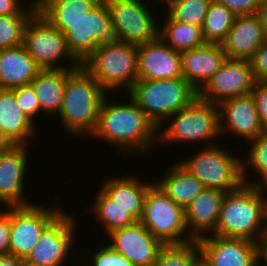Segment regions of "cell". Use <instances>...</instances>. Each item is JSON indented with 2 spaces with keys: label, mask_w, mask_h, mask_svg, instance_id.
Masks as SVG:
<instances>
[{
  "label": "cell",
  "mask_w": 267,
  "mask_h": 266,
  "mask_svg": "<svg viewBox=\"0 0 267 266\" xmlns=\"http://www.w3.org/2000/svg\"><path fill=\"white\" fill-rule=\"evenodd\" d=\"M266 41L256 14L236 16L221 46L230 59L250 60Z\"/></svg>",
  "instance_id": "21"
},
{
  "label": "cell",
  "mask_w": 267,
  "mask_h": 266,
  "mask_svg": "<svg viewBox=\"0 0 267 266\" xmlns=\"http://www.w3.org/2000/svg\"><path fill=\"white\" fill-rule=\"evenodd\" d=\"M200 261L197 240L184 244L164 245L153 266H196Z\"/></svg>",
  "instance_id": "33"
},
{
  "label": "cell",
  "mask_w": 267,
  "mask_h": 266,
  "mask_svg": "<svg viewBox=\"0 0 267 266\" xmlns=\"http://www.w3.org/2000/svg\"><path fill=\"white\" fill-rule=\"evenodd\" d=\"M256 15L258 16L262 29H263V33H264V37L267 41V0H263Z\"/></svg>",
  "instance_id": "43"
},
{
  "label": "cell",
  "mask_w": 267,
  "mask_h": 266,
  "mask_svg": "<svg viewBox=\"0 0 267 266\" xmlns=\"http://www.w3.org/2000/svg\"><path fill=\"white\" fill-rule=\"evenodd\" d=\"M128 94L157 128L198 97V91L183 77L137 80Z\"/></svg>",
  "instance_id": "6"
},
{
  "label": "cell",
  "mask_w": 267,
  "mask_h": 266,
  "mask_svg": "<svg viewBox=\"0 0 267 266\" xmlns=\"http://www.w3.org/2000/svg\"><path fill=\"white\" fill-rule=\"evenodd\" d=\"M212 0H172L166 13L180 23L202 27Z\"/></svg>",
  "instance_id": "34"
},
{
  "label": "cell",
  "mask_w": 267,
  "mask_h": 266,
  "mask_svg": "<svg viewBox=\"0 0 267 266\" xmlns=\"http://www.w3.org/2000/svg\"><path fill=\"white\" fill-rule=\"evenodd\" d=\"M90 207L93 217L98 221L97 224L101 223L106 235L115 229L131 226L137 222L126 209L109 198L100 188Z\"/></svg>",
  "instance_id": "30"
},
{
  "label": "cell",
  "mask_w": 267,
  "mask_h": 266,
  "mask_svg": "<svg viewBox=\"0 0 267 266\" xmlns=\"http://www.w3.org/2000/svg\"><path fill=\"white\" fill-rule=\"evenodd\" d=\"M29 145H12L0 150V203L2 207L28 206L35 202L24 198L28 170ZM4 204V205H3Z\"/></svg>",
  "instance_id": "16"
},
{
  "label": "cell",
  "mask_w": 267,
  "mask_h": 266,
  "mask_svg": "<svg viewBox=\"0 0 267 266\" xmlns=\"http://www.w3.org/2000/svg\"><path fill=\"white\" fill-rule=\"evenodd\" d=\"M236 16L256 14L263 0H217Z\"/></svg>",
  "instance_id": "38"
},
{
  "label": "cell",
  "mask_w": 267,
  "mask_h": 266,
  "mask_svg": "<svg viewBox=\"0 0 267 266\" xmlns=\"http://www.w3.org/2000/svg\"><path fill=\"white\" fill-rule=\"evenodd\" d=\"M36 125L18 107L13 90L0 89V128L6 138L13 145L31 146Z\"/></svg>",
  "instance_id": "23"
},
{
  "label": "cell",
  "mask_w": 267,
  "mask_h": 266,
  "mask_svg": "<svg viewBox=\"0 0 267 266\" xmlns=\"http://www.w3.org/2000/svg\"><path fill=\"white\" fill-rule=\"evenodd\" d=\"M35 3L36 0H0V16L25 14Z\"/></svg>",
  "instance_id": "42"
},
{
  "label": "cell",
  "mask_w": 267,
  "mask_h": 266,
  "mask_svg": "<svg viewBox=\"0 0 267 266\" xmlns=\"http://www.w3.org/2000/svg\"><path fill=\"white\" fill-rule=\"evenodd\" d=\"M110 245L134 266H153L164 244L139 221L106 235Z\"/></svg>",
  "instance_id": "17"
},
{
  "label": "cell",
  "mask_w": 267,
  "mask_h": 266,
  "mask_svg": "<svg viewBox=\"0 0 267 266\" xmlns=\"http://www.w3.org/2000/svg\"><path fill=\"white\" fill-rule=\"evenodd\" d=\"M13 144L6 138L0 128V150L10 148Z\"/></svg>",
  "instance_id": "46"
},
{
  "label": "cell",
  "mask_w": 267,
  "mask_h": 266,
  "mask_svg": "<svg viewBox=\"0 0 267 266\" xmlns=\"http://www.w3.org/2000/svg\"><path fill=\"white\" fill-rule=\"evenodd\" d=\"M196 266H205V265L201 261H199Z\"/></svg>",
  "instance_id": "50"
},
{
  "label": "cell",
  "mask_w": 267,
  "mask_h": 266,
  "mask_svg": "<svg viewBox=\"0 0 267 266\" xmlns=\"http://www.w3.org/2000/svg\"><path fill=\"white\" fill-rule=\"evenodd\" d=\"M183 78L197 91L217 72L227 59L221 44L203 46L180 53Z\"/></svg>",
  "instance_id": "20"
},
{
  "label": "cell",
  "mask_w": 267,
  "mask_h": 266,
  "mask_svg": "<svg viewBox=\"0 0 267 266\" xmlns=\"http://www.w3.org/2000/svg\"><path fill=\"white\" fill-rule=\"evenodd\" d=\"M96 250L92 256L93 260L89 263L90 266H134L131 261L106 243Z\"/></svg>",
  "instance_id": "37"
},
{
  "label": "cell",
  "mask_w": 267,
  "mask_h": 266,
  "mask_svg": "<svg viewBox=\"0 0 267 266\" xmlns=\"http://www.w3.org/2000/svg\"><path fill=\"white\" fill-rule=\"evenodd\" d=\"M137 61L136 45L113 40L100 44L82 67L107 92L125 89L128 93L138 80Z\"/></svg>",
  "instance_id": "5"
},
{
  "label": "cell",
  "mask_w": 267,
  "mask_h": 266,
  "mask_svg": "<svg viewBox=\"0 0 267 266\" xmlns=\"http://www.w3.org/2000/svg\"><path fill=\"white\" fill-rule=\"evenodd\" d=\"M71 55L82 65L102 43L115 40L105 0H100L64 33Z\"/></svg>",
  "instance_id": "11"
},
{
  "label": "cell",
  "mask_w": 267,
  "mask_h": 266,
  "mask_svg": "<svg viewBox=\"0 0 267 266\" xmlns=\"http://www.w3.org/2000/svg\"><path fill=\"white\" fill-rule=\"evenodd\" d=\"M250 63L256 82L267 81V41L256 50Z\"/></svg>",
  "instance_id": "40"
},
{
  "label": "cell",
  "mask_w": 267,
  "mask_h": 266,
  "mask_svg": "<svg viewBox=\"0 0 267 266\" xmlns=\"http://www.w3.org/2000/svg\"><path fill=\"white\" fill-rule=\"evenodd\" d=\"M107 179L99 188L119 206L126 209L137 221H140L146 192L153 183L141 181L140 176L127 175L125 177V174L124 177L112 176Z\"/></svg>",
  "instance_id": "25"
},
{
  "label": "cell",
  "mask_w": 267,
  "mask_h": 266,
  "mask_svg": "<svg viewBox=\"0 0 267 266\" xmlns=\"http://www.w3.org/2000/svg\"><path fill=\"white\" fill-rule=\"evenodd\" d=\"M20 258L13 254L0 255V266H19Z\"/></svg>",
  "instance_id": "44"
},
{
  "label": "cell",
  "mask_w": 267,
  "mask_h": 266,
  "mask_svg": "<svg viewBox=\"0 0 267 266\" xmlns=\"http://www.w3.org/2000/svg\"><path fill=\"white\" fill-rule=\"evenodd\" d=\"M165 22L159 27L158 37L176 52L191 50L206 44L202 27L174 21L167 13H164Z\"/></svg>",
  "instance_id": "29"
},
{
  "label": "cell",
  "mask_w": 267,
  "mask_h": 266,
  "mask_svg": "<svg viewBox=\"0 0 267 266\" xmlns=\"http://www.w3.org/2000/svg\"><path fill=\"white\" fill-rule=\"evenodd\" d=\"M174 164V165H173ZM168 169L161 180L154 182L178 206L186 208L190 202L205 190L204 184L190 174L177 161Z\"/></svg>",
  "instance_id": "27"
},
{
  "label": "cell",
  "mask_w": 267,
  "mask_h": 266,
  "mask_svg": "<svg viewBox=\"0 0 267 266\" xmlns=\"http://www.w3.org/2000/svg\"><path fill=\"white\" fill-rule=\"evenodd\" d=\"M19 266H39V265L32 263L27 259H20Z\"/></svg>",
  "instance_id": "48"
},
{
  "label": "cell",
  "mask_w": 267,
  "mask_h": 266,
  "mask_svg": "<svg viewBox=\"0 0 267 266\" xmlns=\"http://www.w3.org/2000/svg\"><path fill=\"white\" fill-rule=\"evenodd\" d=\"M44 205L11 207L10 254L26 259L45 228L62 212L56 205L55 209Z\"/></svg>",
  "instance_id": "12"
},
{
  "label": "cell",
  "mask_w": 267,
  "mask_h": 266,
  "mask_svg": "<svg viewBox=\"0 0 267 266\" xmlns=\"http://www.w3.org/2000/svg\"><path fill=\"white\" fill-rule=\"evenodd\" d=\"M108 96L101 104L97 125L90 138L106 141L121 154L149 155L155 141L158 144L157 126L130 96L127 104L126 101L112 102Z\"/></svg>",
  "instance_id": "1"
},
{
  "label": "cell",
  "mask_w": 267,
  "mask_h": 266,
  "mask_svg": "<svg viewBox=\"0 0 267 266\" xmlns=\"http://www.w3.org/2000/svg\"><path fill=\"white\" fill-rule=\"evenodd\" d=\"M139 222L164 245L195 240L187 229L185 209L178 206L155 183L146 192Z\"/></svg>",
  "instance_id": "8"
},
{
  "label": "cell",
  "mask_w": 267,
  "mask_h": 266,
  "mask_svg": "<svg viewBox=\"0 0 267 266\" xmlns=\"http://www.w3.org/2000/svg\"><path fill=\"white\" fill-rule=\"evenodd\" d=\"M155 2V0H153ZM161 2L162 4H164V6H166L170 1L172 0H156V2Z\"/></svg>",
  "instance_id": "49"
},
{
  "label": "cell",
  "mask_w": 267,
  "mask_h": 266,
  "mask_svg": "<svg viewBox=\"0 0 267 266\" xmlns=\"http://www.w3.org/2000/svg\"><path fill=\"white\" fill-rule=\"evenodd\" d=\"M265 231H266V239H267V186L265 187Z\"/></svg>",
  "instance_id": "47"
},
{
  "label": "cell",
  "mask_w": 267,
  "mask_h": 266,
  "mask_svg": "<svg viewBox=\"0 0 267 266\" xmlns=\"http://www.w3.org/2000/svg\"><path fill=\"white\" fill-rule=\"evenodd\" d=\"M250 145L244 157H242V180L244 184L253 186H267V130L257 138L249 141ZM245 158V159H244ZM248 166V167H247ZM247 167V168H246ZM249 167L255 171L257 180L249 179ZM248 170V171H247ZM258 177L261 179L258 180Z\"/></svg>",
  "instance_id": "31"
},
{
  "label": "cell",
  "mask_w": 267,
  "mask_h": 266,
  "mask_svg": "<svg viewBox=\"0 0 267 266\" xmlns=\"http://www.w3.org/2000/svg\"><path fill=\"white\" fill-rule=\"evenodd\" d=\"M255 83L250 60L227 58L220 69L198 91V97L219 105L229 98L250 94Z\"/></svg>",
  "instance_id": "14"
},
{
  "label": "cell",
  "mask_w": 267,
  "mask_h": 266,
  "mask_svg": "<svg viewBox=\"0 0 267 266\" xmlns=\"http://www.w3.org/2000/svg\"><path fill=\"white\" fill-rule=\"evenodd\" d=\"M251 94L256 103L260 123L267 130V81L256 82Z\"/></svg>",
  "instance_id": "39"
},
{
  "label": "cell",
  "mask_w": 267,
  "mask_h": 266,
  "mask_svg": "<svg viewBox=\"0 0 267 266\" xmlns=\"http://www.w3.org/2000/svg\"><path fill=\"white\" fill-rule=\"evenodd\" d=\"M108 93L82 66L66 80L62 106L57 114L70 137L91 135L101 104Z\"/></svg>",
  "instance_id": "3"
},
{
  "label": "cell",
  "mask_w": 267,
  "mask_h": 266,
  "mask_svg": "<svg viewBox=\"0 0 267 266\" xmlns=\"http://www.w3.org/2000/svg\"><path fill=\"white\" fill-rule=\"evenodd\" d=\"M36 11L37 2L25 14L0 16V49L23 44L25 26Z\"/></svg>",
  "instance_id": "35"
},
{
  "label": "cell",
  "mask_w": 267,
  "mask_h": 266,
  "mask_svg": "<svg viewBox=\"0 0 267 266\" xmlns=\"http://www.w3.org/2000/svg\"><path fill=\"white\" fill-rule=\"evenodd\" d=\"M213 235L262 243L265 231V187L242 184L223 198Z\"/></svg>",
  "instance_id": "2"
},
{
  "label": "cell",
  "mask_w": 267,
  "mask_h": 266,
  "mask_svg": "<svg viewBox=\"0 0 267 266\" xmlns=\"http://www.w3.org/2000/svg\"><path fill=\"white\" fill-rule=\"evenodd\" d=\"M205 266H258L260 243L208 234L197 239Z\"/></svg>",
  "instance_id": "15"
},
{
  "label": "cell",
  "mask_w": 267,
  "mask_h": 266,
  "mask_svg": "<svg viewBox=\"0 0 267 266\" xmlns=\"http://www.w3.org/2000/svg\"><path fill=\"white\" fill-rule=\"evenodd\" d=\"M23 45L41 69H77L82 66L69 52L64 33L38 11L25 26ZM64 60L70 61L68 65L62 63Z\"/></svg>",
  "instance_id": "9"
},
{
  "label": "cell",
  "mask_w": 267,
  "mask_h": 266,
  "mask_svg": "<svg viewBox=\"0 0 267 266\" xmlns=\"http://www.w3.org/2000/svg\"><path fill=\"white\" fill-rule=\"evenodd\" d=\"M12 90L15 94L18 107L33 122H35L36 117L39 116L37 114L42 113V111H41L39 99L37 97V94L32 84L19 86V87L13 88Z\"/></svg>",
  "instance_id": "36"
},
{
  "label": "cell",
  "mask_w": 267,
  "mask_h": 266,
  "mask_svg": "<svg viewBox=\"0 0 267 266\" xmlns=\"http://www.w3.org/2000/svg\"><path fill=\"white\" fill-rule=\"evenodd\" d=\"M115 40L133 45L145 44L158 37L153 13L144 0H105Z\"/></svg>",
  "instance_id": "10"
},
{
  "label": "cell",
  "mask_w": 267,
  "mask_h": 266,
  "mask_svg": "<svg viewBox=\"0 0 267 266\" xmlns=\"http://www.w3.org/2000/svg\"><path fill=\"white\" fill-rule=\"evenodd\" d=\"M258 266H267V239L265 241H263L259 246Z\"/></svg>",
  "instance_id": "45"
},
{
  "label": "cell",
  "mask_w": 267,
  "mask_h": 266,
  "mask_svg": "<svg viewBox=\"0 0 267 266\" xmlns=\"http://www.w3.org/2000/svg\"><path fill=\"white\" fill-rule=\"evenodd\" d=\"M235 18L236 15L224 5L217 0H212L202 26L206 42L221 44L232 27Z\"/></svg>",
  "instance_id": "32"
},
{
  "label": "cell",
  "mask_w": 267,
  "mask_h": 266,
  "mask_svg": "<svg viewBox=\"0 0 267 266\" xmlns=\"http://www.w3.org/2000/svg\"><path fill=\"white\" fill-rule=\"evenodd\" d=\"M100 0H36L37 11L55 28L65 33Z\"/></svg>",
  "instance_id": "28"
},
{
  "label": "cell",
  "mask_w": 267,
  "mask_h": 266,
  "mask_svg": "<svg viewBox=\"0 0 267 266\" xmlns=\"http://www.w3.org/2000/svg\"><path fill=\"white\" fill-rule=\"evenodd\" d=\"M75 218L76 216L72 213L63 210L45 228L36 246L26 259L39 266L68 265L64 262H68V256L72 253V246L75 244L78 233L76 229L78 221Z\"/></svg>",
  "instance_id": "13"
},
{
  "label": "cell",
  "mask_w": 267,
  "mask_h": 266,
  "mask_svg": "<svg viewBox=\"0 0 267 266\" xmlns=\"http://www.w3.org/2000/svg\"><path fill=\"white\" fill-rule=\"evenodd\" d=\"M2 209H0V255H5L10 253L11 207Z\"/></svg>",
  "instance_id": "41"
},
{
  "label": "cell",
  "mask_w": 267,
  "mask_h": 266,
  "mask_svg": "<svg viewBox=\"0 0 267 266\" xmlns=\"http://www.w3.org/2000/svg\"><path fill=\"white\" fill-rule=\"evenodd\" d=\"M40 70L23 44L0 49V89L31 84Z\"/></svg>",
  "instance_id": "24"
},
{
  "label": "cell",
  "mask_w": 267,
  "mask_h": 266,
  "mask_svg": "<svg viewBox=\"0 0 267 266\" xmlns=\"http://www.w3.org/2000/svg\"><path fill=\"white\" fill-rule=\"evenodd\" d=\"M76 69H41L31 84L43 113L58 114L62 106L67 78Z\"/></svg>",
  "instance_id": "26"
},
{
  "label": "cell",
  "mask_w": 267,
  "mask_h": 266,
  "mask_svg": "<svg viewBox=\"0 0 267 266\" xmlns=\"http://www.w3.org/2000/svg\"><path fill=\"white\" fill-rule=\"evenodd\" d=\"M226 193L219 189L205 188L185 208L187 229L195 240L216 230Z\"/></svg>",
  "instance_id": "22"
},
{
  "label": "cell",
  "mask_w": 267,
  "mask_h": 266,
  "mask_svg": "<svg viewBox=\"0 0 267 266\" xmlns=\"http://www.w3.org/2000/svg\"><path fill=\"white\" fill-rule=\"evenodd\" d=\"M218 106L221 136L228 132L249 142L265 131L251 93L229 98Z\"/></svg>",
  "instance_id": "18"
},
{
  "label": "cell",
  "mask_w": 267,
  "mask_h": 266,
  "mask_svg": "<svg viewBox=\"0 0 267 266\" xmlns=\"http://www.w3.org/2000/svg\"><path fill=\"white\" fill-rule=\"evenodd\" d=\"M178 163L198 178L205 188L231 192L242 184V158L218 145L204 146Z\"/></svg>",
  "instance_id": "7"
},
{
  "label": "cell",
  "mask_w": 267,
  "mask_h": 266,
  "mask_svg": "<svg viewBox=\"0 0 267 266\" xmlns=\"http://www.w3.org/2000/svg\"><path fill=\"white\" fill-rule=\"evenodd\" d=\"M138 80L183 77L181 55L159 37L137 46Z\"/></svg>",
  "instance_id": "19"
},
{
  "label": "cell",
  "mask_w": 267,
  "mask_h": 266,
  "mask_svg": "<svg viewBox=\"0 0 267 266\" xmlns=\"http://www.w3.org/2000/svg\"><path fill=\"white\" fill-rule=\"evenodd\" d=\"M220 136L219 106L199 97L168 117L157 129V142L162 144L164 141L166 144L205 142L203 146H209L216 144L213 141Z\"/></svg>",
  "instance_id": "4"
}]
</instances>
